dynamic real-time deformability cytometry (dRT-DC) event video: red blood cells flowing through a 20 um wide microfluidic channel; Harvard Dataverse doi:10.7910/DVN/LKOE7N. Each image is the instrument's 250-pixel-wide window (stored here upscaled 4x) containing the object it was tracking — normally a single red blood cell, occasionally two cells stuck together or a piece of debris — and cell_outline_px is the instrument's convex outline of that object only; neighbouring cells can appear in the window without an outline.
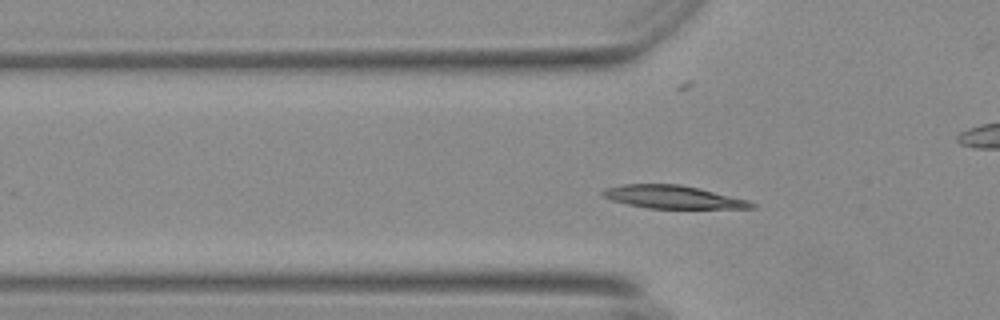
{"species": "Egyptian fruit bat (a non-hibernating species)", "species_latin": "Rousettus aegyptiacus", "temperature_condition": "warm", "stored_images_in_passage": 52, "camera_frame_rate_fps": 3000, "um_per_image_px": 0.085, "animal": {"sex": "female"}, "frame": {"image": 1, "passage_image": 14, "time_ms": 4.333, "image_size_px": [1000, 320], "cell_outline_px": [[756, 208], [648, 208], [628, 204], [612, 200], [604, 196], [600, 192], [604, 188], [624, 184], [680, 184], [700, 188], [748, 200], [756, 204]], "centroid_in_image_um": [57.2, 16.74], "position_along_channel_um": 68.6, "area_um2": 19.83}}
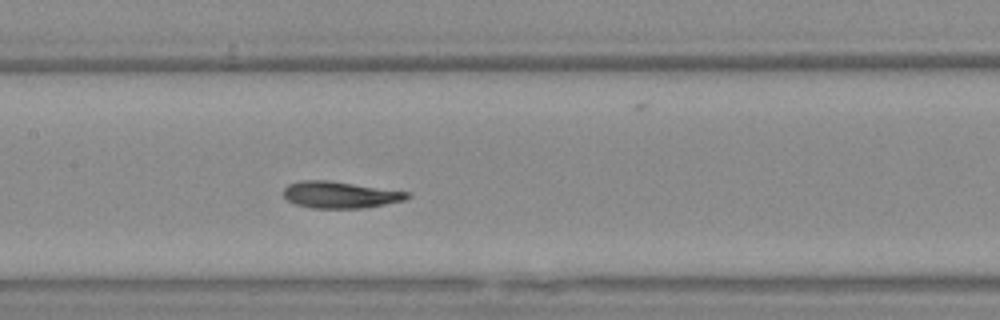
{"frame": {"image": 2, "passage_image": 23, "time_ms": 7.333, "image_size_px": [1000, 320], "cell_outline_px": [[412, 196], [404, 200], [364, 208], [312, 208], [296, 204], [288, 200], [284, 196], [284, 188], [288, 184], [300, 180], [328, 180], [408, 192]], "centroid_in_image_um": [28.88, 16.55], "position_along_channel_um": 178.5, "area_um2": 19.07}}
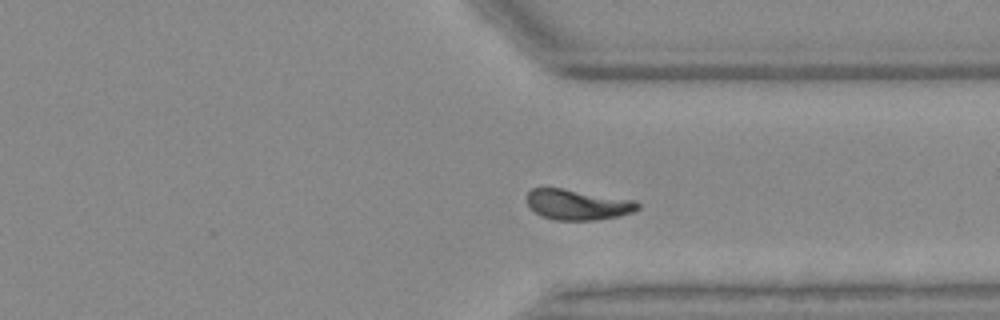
{"frame": {"image": 3, "passage_image": 38, "time_ms": 12.333, "image_size_px": [1000, 320], "cell_outline_px": [[640, 208], [632, 212], [620, 216], [596, 220], [556, 220], [540, 216], [528, 204], [528, 192], [532, 188], [560, 188], [632, 200], [640, 204]], "centroid_in_image_um": [49.1, 17.41], "position_along_channel_um": 362.3, "area_um2": 19.36}, "authors_computed_cell_mechanics": {"area_um2": 19.3052, "velocity_mm_per_s": 3.6792, "shape_relaxation_time_tau1_ms": 4.4899, "shape_relaxation_time_tau2_ms": 3.3349, "deformation_change_tau1": 0.1455, "deformation_change_tau2": 0.08}}